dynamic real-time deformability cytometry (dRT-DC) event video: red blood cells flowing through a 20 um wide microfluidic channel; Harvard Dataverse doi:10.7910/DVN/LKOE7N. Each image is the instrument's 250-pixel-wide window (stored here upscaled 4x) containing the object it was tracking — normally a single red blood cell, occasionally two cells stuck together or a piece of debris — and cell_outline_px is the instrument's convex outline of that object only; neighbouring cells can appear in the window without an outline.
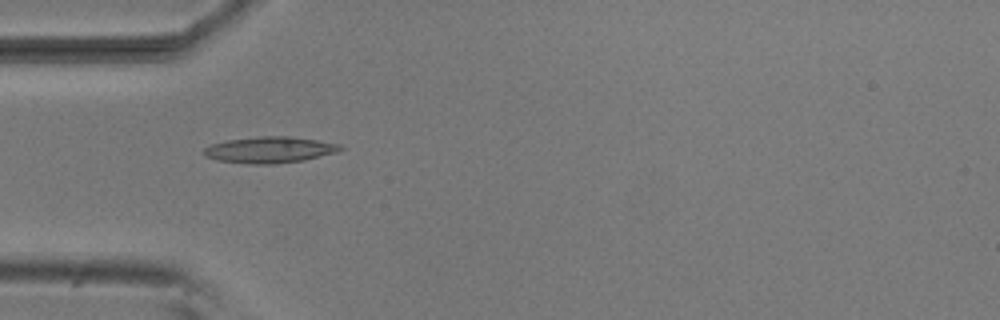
{"species": "common noctule bat (a hibernating species)", "species_latin": "Nyctalus noctula", "temperature_condition": "room temperature", "stored_images_in_passage": 38, "camera_frame_rate_fps": 3000, "um_per_image_px": 0.085, "animal": {"sex": "male", "body_mass_g": 20.5, "forearm_length_mm": 52.5}, "frame": {"image": 1, "passage_image": 1, "time_ms": 0.0, "image_size_px": [1000, 320], "cell_outline_px": [[344, 148], [336, 152], [304, 160], [272, 164], [252, 164], [216, 160], [204, 156], [200, 152], [204, 148], [212, 144], [228, 140], [260, 136], [292, 136], [340, 144]], "centroid_in_image_um": [22.88, 12.73], "position_along_channel_um": 62.1, "area_um2": 20.87}}
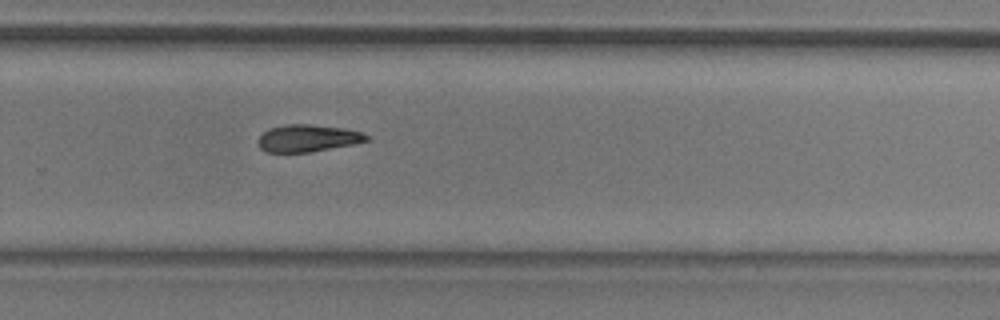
{"frame": {"image": 2, "passage_image": 20, "time_ms": 6.333, "image_size_px": [1000, 320], "cell_outline_px": [[372, 140], [356, 144], [308, 152], [264, 152], [260, 148], [256, 140], [268, 128], [288, 124], [308, 124], [344, 128], [360, 132], [372, 136]], "centroid_in_image_um": [26.19, 11.75], "position_along_channel_um": 303.6, "area_um2": 17.4}}
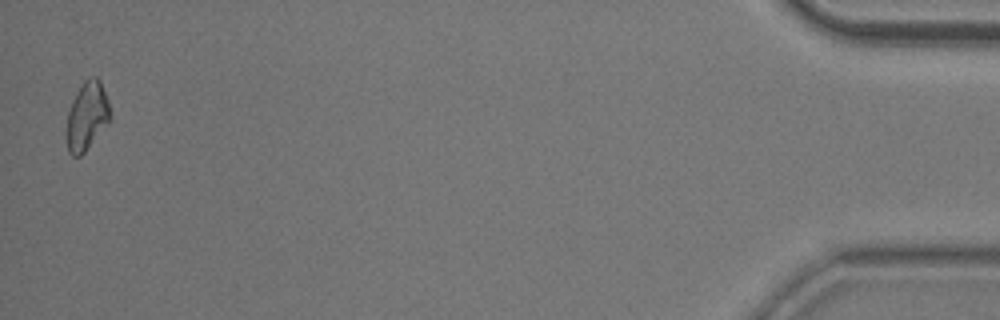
{"frame": {"image": 3, "passage_image": 37, "time_ms": 12.0, "image_size_px": [1000, 320], "cell_outline_px": [[108, 124], [84, 152], [80, 156], [72, 156], [68, 152], [64, 132], [68, 112], [76, 92], [84, 80], [92, 76], [96, 76], [100, 80], [108, 100]], "centroid_in_image_um": [7.33, 9.89], "position_along_channel_um": 427.9, "area_um2": 17.4}, "authors_computed_cell_mechanics": {"area_um2": 17.4267, "velocity_mm_per_s": 3.8222, "shape_relaxation_time_tau1_ms": 8.1616, "shape_relaxation_time_tau2_ms": null, "deformation_change_tau1": 0.1639, "deformation_change_tau2": null}}